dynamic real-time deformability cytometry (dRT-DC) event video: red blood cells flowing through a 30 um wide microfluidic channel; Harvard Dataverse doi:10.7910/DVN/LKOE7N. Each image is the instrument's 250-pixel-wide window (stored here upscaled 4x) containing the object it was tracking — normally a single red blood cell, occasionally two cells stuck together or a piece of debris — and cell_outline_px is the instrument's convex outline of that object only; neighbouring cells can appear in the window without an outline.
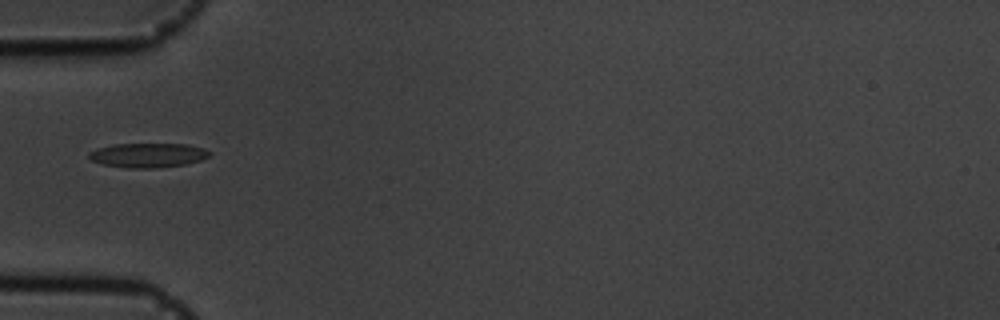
{"species": "common noctule bat (a hibernating species)", "species_latin": "Nyctalus noctula", "temperature_condition": "cold", "stored_images_in_passage": 32, "camera_frame_rate_fps": 3000, "um_per_image_px": 0.085, "animal": {"sex": "male", "body_mass_g": 19.5, "forearm_length_mm": 54.6}, "frame": {"image": 1, "passage_image": 1, "time_ms": 0.0, "image_size_px": [1000, 320], "cell_outline_px": [[212, 152], [208, 156], [200, 160], [184, 164], [152, 168], [128, 168], [104, 164], [92, 160], [88, 156], [88, 152], [96, 148], [112, 144], [188, 144], [204, 148]], "centroid_in_image_um": [12.56, 13.18], "position_along_channel_um": 72.4, "area_um2": 17.05}}
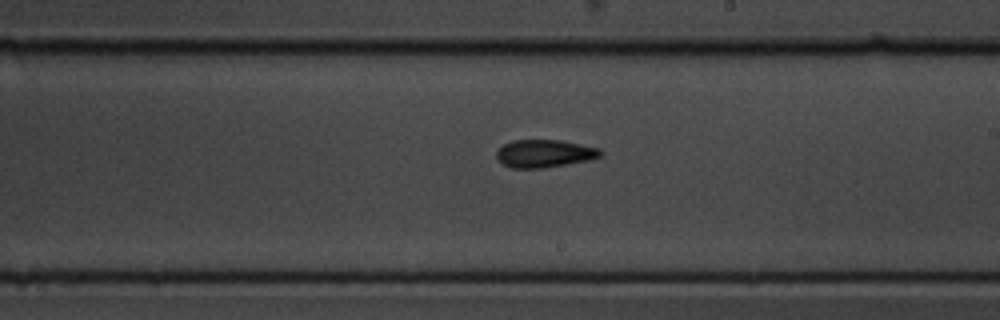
{"frame": {"image": 2, "passage_image": 15, "time_ms": 4.667, "image_size_px": [1000, 320], "cell_outline_px": [[604, 152], [600, 156], [588, 160], [544, 168], [512, 168], [504, 164], [496, 156], [496, 152], [504, 144], [512, 140], [560, 140], [600, 148]], "centroid_in_image_um": [46.29, 13.04], "position_along_channel_um": 242.7, "area_um2": 16.7}}
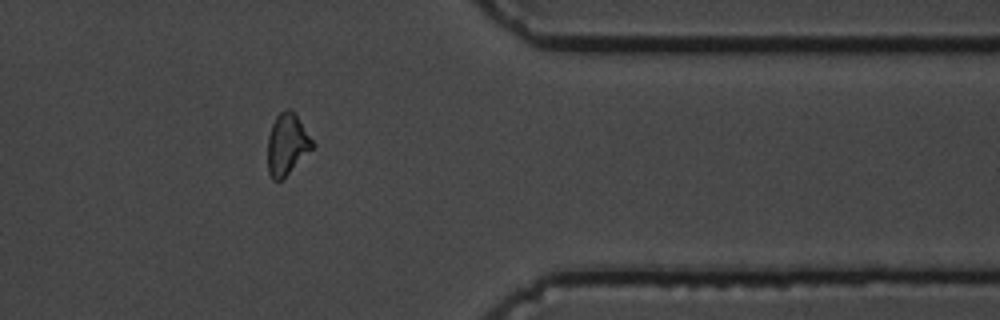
{"frame": {"image": 3, "passage_image": 28, "time_ms": 9.0, "image_size_px": [1000, 320], "cell_outline_px": [[316, 144], [280, 180], [272, 180], [268, 172], [268, 136], [272, 124], [276, 116], [280, 112], [288, 108], [292, 108]], "centroid_in_image_um": [24.39, 12.21], "position_along_channel_um": 387.0, "area_um2": 15.78}, "authors_computed_cell_mechanics": {"area_um2": 16.6175, "velocity_mm_per_s": 3.6504, "shape_relaxation_time_tau1_ms": 4.1342, "shape_relaxation_time_tau2_ms": 3.938, "deformation_change_tau1": 0.1075, "deformation_change_tau2": 0.1065}}